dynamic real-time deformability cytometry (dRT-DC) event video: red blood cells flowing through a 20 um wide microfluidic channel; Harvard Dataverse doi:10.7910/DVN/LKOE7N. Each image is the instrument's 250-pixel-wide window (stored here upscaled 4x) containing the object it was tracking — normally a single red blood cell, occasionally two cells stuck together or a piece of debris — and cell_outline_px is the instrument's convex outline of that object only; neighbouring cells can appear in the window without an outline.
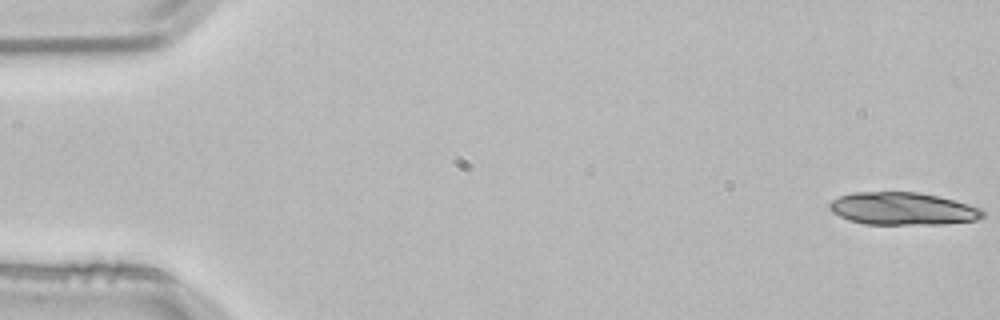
{"species": "common noctule bat (a hibernating species)", "species_latin": "Nyctalus noctula", "temperature_condition": "room temperature", "stored_images_in_passage": 5, "camera_frame_rate_fps": 3000, "um_per_image_px": 0.085, "animal": {"sex": "male", "body_mass_g": 21.5, "forearm_length_mm": 52.0}, "frame": {"image": 1, "passage_image": 1, "time_ms": 0.0, "image_size_px": [1000, 320], "cell_outline_px": [[984, 216], [976, 220], [944, 224], [864, 224], [848, 220], [832, 212], [828, 208], [828, 204], [832, 200], [840, 196], [852, 192], [916, 192], [936, 196], [968, 204], [980, 208], [984, 212]], "centroid_in_image_um": [76.69, 17.74], "position_along_channel_um": 8.3, "area_um2": 29.02}}